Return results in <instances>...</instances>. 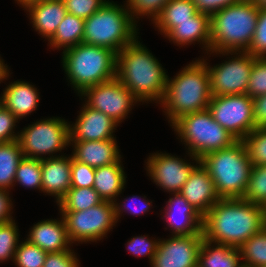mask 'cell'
Returning <instances> with one entry per match:
<instances>
[{"instance_id":"30","label":"cell","mask_w":266,"mask_h":267,"mask_svg":"<svg viewBox=\"0 0 266 267\" xmlns=\"http://www.w3.org/2000/svg\"><path fill=\"white\" fill-rule=\"evenodd\" d=\"M104 200L92 188L71 187L58 202L60 211H82L102 203Z\"/></svg>"},{"instance_id":"8","label":"cell","mask_w":266,"mask_h":267,"mask_svg":"<svg viewBox=\"0 0 266 267\" xmlns=\"http://www.w3.org/2000/svg\"><path fill=\"white\" fill-rule=\"evenodd\" d=\"M176 135L188 147L192 161L206 154L227 148L238 141L212 117L208 109L188 113L172 123Z\"/></svg>"},{"instance_id":"19","label":"cell","mask_w":266,"mask_h":267,"mask_svg":"<svg viewBox=\"0 0 266 267\" xmlns=\"http://www.w3.org/2000/svg\"><path fill=\"white\" fill-rule=\"evenodd\" d=\"M42 192L56 198V203L66 195L71 188V155H57L41 160Z\"/></svg>"},{"instance_id":"52","label":"cell","mask_w":266,"mask_h":267,"mask_svg":"<svg viewBox=\"0 0 266 267\" xmlns=\"http://www.w3.org/2000/svg\"><path fill=\"white\" fill-rule=\"evenodd\" d=\"M2 96H0V110L4 107L3 104V94H1Z\"/></svg>"},{"instance_id":"40","label":"cell","mask_w":266,"mask_h":267,"mask_svg":"<svg viewBox=\"0 0 266 267\" xmlns=\"http://www.w3.org/2000/svg\"><path fill=\"white\" fill-rule=\"evenodd\" d=\"M95 168L75 160L71 155V187L92 188Z\"/></svg>"},{"instance_id":"1","label":"cell","mask_w":266,"mask_h":267,"mask_svg":"<svg viewBox=\"0 0 266 267\" xmlns=\"http://www.w3.org/2000/svg\"><path fill=\"white\" fill-rule=\"evenodd\" d=\"M265 224V207L242 198H220L203 216L204 239L239 248Z\"/></svg>"},{"instance_id":"12","label":"cell","mask_w":266,"mask_h":267,"mask_svg":"<svg viewBox=\"0 0 266 267\" xmlns=\"http://www.w3.org/2000/svg\"><path fill=\"white\" fill-rule=\"evenodd\" d=\"M207 109L213 119L237 140H242L256 128L253 99L247 94L212 96Z\"/></svg>"},{"instance_id":"50","label":"cell","mask_w":266,"mask_h":267,"mask_svg":"<svg viewBox=\"0 0 266 267\" xmlns=\"http://www.w3.org/2000/svg\"><path fill=\"white\" fill-rule=\"evenodd\" d=\"M16 1L18 4L22 5L24 9H26L28 6L44 0H16Z\"/></svg>"},{"instance_id":"49","label":"cell","mask_w":266,"mask_h":267,"mask_svg":"<svg viewBox=\"0 0 266 267\" xmlns=\"http://www.w3.org/2000/svg\"><path fill=\"white\" fill-rule=\"evenodd\" d=\"M9 73L8 66L4 64V61L0 57V83L8 78Z\"/></svg>"},{"instance_id":"24","label":"cell","mask_w":266,"mask_h":267,"mask_svg":"<svg viewBox=\"0 0 266 267\" xmlns=\"http://www.w3.org/2000/svg\"><path fill=\"white\" fill-rule=\"evenodd\" d=\"M34 85L14 81L3 90V104L19 121L37 109L40 97Z\"/></svg>"},{"instance_id":"44","label":"cell","mask_w":266,"mask_h":267,"mask_svg":"<svg viewBox=\"0 0 266 267\" xmlns=\"http://www.w3.org/2000/svg\"><path fill=\"white\" fill-rule=\"evenodd\" d=\"M79 259L74 250L47 253L43 267H79Z\"/></svg>"},{"instance_id":"7","label":"cell","mask_w":266,"mask_h":267,"mask_svg":"<svg viewBox=\"0 0 266 267\" xmlns=\"http://www.w3.org/2000/svg\"><path fill=\"white\" fill-rule=\"evenodd\" d=\"M125 5L108 0L85 19L82 43L108 48L118 53L139 37L137 24Z\"/></svg>"},{"instance_id":"5","label":"cell","mask_w":266,"mask_h":267,"mask_svg":"<svg viewBox=\"0 0 266 267\" xmlns=\"http://www.w3.org/2000/svg\"><path fill=\"white\" fill-rule=\"evenodd\" d=\"M62 54L63 70L77 94L116 77L117 53L111 49L80 43Z\"/></svg>"},{"instance_id":"31","label":"cell","mask_w":266,"mask_h":267,"mask_svg":"<svg viewBox=\"0 0 266 267\" xmlns=\"http://www.w3.org/2000/svg\"><path fill=\"white\" fill-rule=\"evenodd\" d=\"M239 249L243 267H262L266 265V226L245 241Z\"/></svg>"},{"instance_id":"47","label":"cell","mask_w":266,"mask_h":267,"mask_svg":"<svg viewBox=\"0 0 266 267\" xmlns=\"http://www.w3.org/2000/svg\"><path fill=\"white\" fill-rule=\"evenodd\" d=\"M253 99V116L256 128L266 127V94Z\"/></svg>"},{"instance_id":"53","label":"cell","mask_w":266,"mask_h":267,"mask_svg":"<svg viewBox=\"0 0 266 267\" xmlns=\"http://www.w3.org/2000/svg\"><path fill=\"white\" fill-rule=\"evenodd\" d=\"M265 224H266V208H265Z\"/></svg>"},{"instance_id":"2","label":"cell","mask_w":266,"mask_h":267,"mask_svg":"<svg viewBox=\"0 0 266 267\" xmlns=\"http://www.w3.org/2000/svg\"><path fill=\"white\" fill-rule=\"evenodd\" d=\"M164 68L138 37L117 53L116 78L139 102L164 98L167 78Z\"/></svg>"},{"instance_id":"11","label":"cell","mask_w":266,"mask_h":267,"mask_svg":"<svg viewBox=\"0 0 266 267\" xmlns=\"http://www.w3.org/2000/svg\"><path fill=\"white\" fill-rule=\"evenodd\" d=\"M235 55L228 61L213 67L200 59L207 67L210 79L212 96L246 94L248 80L254 63L255 56L248 52H208V54ZM239 54V55H238Z\"/></svg>"},{"instance_id":"17","label":"cell","mask_w":266,"mask_h":267,"mask_svg":"<svg viewBox=\"0 0 266 267\" xmlns=\"http://www.w3.org/2000/svg\"><path fill=\"white\" fill-rule=\"evenodd\" d=\"M162 218H165L172 235H196L202 233L203 216L182 196L180 192L173 193V198L167 201ZM179 218H178V217Z\"/></svg>"},{"instance_id":"29","label":"cell","mask_w":266,"mask_h":267,"mask_svg":"<svg viewBox=\"0 0 266 267\" xmlns=\"http://www.w3.org/2000/svg\"><path fill=\"white\" fill-rule=\"evenodd\" d=\"M23 153L18 140L0 143V188L9 190L14 179Z\"/></svg>"},{"instance_id":"6","label":"cell","mask_w":266,"mask_h":267,"mask_svg":"<svg viewBox=\"0 0 266 267\" xmlns=\"http://www.w3.org/2000/svg\"><path fill=\"white\" fill-rule=\"evenodd\" d=\"M200 162L209 171L220 198L243 197L252 163L242 140L206 154Z\"/></svg>"},{"instance_id":"41","label":"cell","mask_w":266,"mask_h":267,"mask_svg":"<svg viewBox=\"0 0 266 267\" xmlns=\"http://www.w3.org/2000/svg\"><path fill=\"white\" fill-rule=\"evenodd\" d=\"M158 243V239L155 240L154 238V240H152L149 239L147 235H144L131 238L128 240L126 246L128 247L127 250L138 258L140 256H148L151 265L157 251Z\"/></svg>"},{"instance_id":"25","label":"cell","mask_w":266,"mask_h":267,"mask_svg":"<svg viewBox=\"0 0 266 267\" xmlns=\"http://www.w3.org/2000/svg\"><path fill=\"white\" fill-rule=\"evenodd\" d=\"M121 159L117 163L95 168L93 188L104 201L115 202L126 184Z\"/></svg>"},{"instance_id":"20","label":"cell","mask_w":266,"mask_h":267,"mask_svg":"<svg viewBox=\"0 0 266 267\" xmlns=\"http://www.w3.org/2000/svg\"><path fill=\"white\" fill-rule=\"evenodd\" d=\"M27 236L26 240L47 253L70 250L69 246L72 244L63 217L60 220L47 219L34 224Z\"/></svg>"},{"instance_id":"45","label":"cell","mask_w":266,"mask_h":267,"mask_svg":"<svg viewBox=\"0 0 266 267\" xmlns=\"http://www.w3.org/2000/svg\"><path fill=\"white\" fill-rule=\"evenodd\" d=\"M135 198H141V196L139 197H137L136 195L135 196H132V197H129L128 199V202L132 199V200H135ZM131 200V201H132ZM139 200H141V199H139ZM126 199H124L123 200V203L122 202H120V203H117V201H115L114 202V207H115V217H116V221H118V219H119V217L122 215V213L123 212H125V211H128V213H130V214H133V215H139V214H144V213H146L147 211H149V209H150V207H151V203H152V201H149V200H146V196H144V198H143V203H141V204H144V205H135L133 208L127 203L126 204ZM125 202V203H124ZM124 207V208H123ZM123 211V212H122Z\"/></svg>"},{"instance_id":"37","label":"cell","mask_w":266,"mask_h":267,"mask_svg":"<svg viewBox=\"0 0 266 267\" xmlns=\"http://www.w3.org/2000/svg\"><path fill=\"white\" fill-rule=\"evenodd\" d=\"M169 1L170 0H127L126 7L135 23L137 22V18L146 15L148 18L151 17V21L154 22Z\"/></svg>"},{"instance_id":"3","label":"cell","mask_w":266,"mask_h":267,"mask_svg":"<svg viewBox=\"0 0 266 267\" xmlns=\"http://www.w3.org/2000/svg\"><path fill=\"white\" fill-rule=\"evenodd\" d=\"M176 75L173 79L167 78L160 103L170 124L185 114L207 109L212 98L209 73L200 59L192 61Z\"/></svg>"},{"instance_id":"13","label":"cell","mask_w":266,"mask_h":267,"mask_svg":"<svg viewBox=\"0 0 266 267\" xmlns=\"http://www.w3.org/2000/svg\"><path fill=\"white\" fill-rule=\"evenodd\" d=\"M79 96L86 97L87 106L101 111L118 124L139 102L116 77L85 89Z\"/></svg>"},{"instance_id":"32","label":"cell","mask_w":266,"mask_h":267,"mask_svg":"<svg viewBox=\"0 0 266 267\" xmlns=\"http://www.w3.org/2000/svg\"><path fill=\"white\" fill-rule=\"evenodd\" d=\"M41 160L23 157L18 164L14 185L19 183L25 188L42 191Z\"/></svg>"},{"instance_id":"22","label":"cell","mask_w":266,"mask_h":267,"mask_svg":"<svg viewBox=\"0 0 266 267\" xmlns=\"http://www.w3.org/2000/svg\"><path fill=\"white\" fill-rule=\"evenodd\" d=\"M165 37L181 47L200 42L208 53L211 38L210 16L197 11L192 16V21L176 22V26Z\"/></svg>"},{"instance_id":"36","label":"cell","mask_w":266,"mask_h":267,"mask_svg":"<svg viewBox=\"0 0 266 267\" xmlns=\"http://www.w3.org/2000/svg\"><path fill=\"white\" fill-rule=\"evenodd\" d=\"M15 220L0 224V263L14 260L18 247L19 233Z\"/></svg>"},{"instance_id":"23","label":"cell","mask_w":266,"mask_h":267,"mask_svg":"<svg viewBox=\"0 0 266 267\" xmlns=\"http://www.w3.org/2000/svg\"><path fill=\"white\" fill-rule=\"evenodd\" d=\"M35 31L49 40L55 33L60 22L67 14L63 0H44L32 4L25 9Z\"/></svg>"},{"instance_id":"9","label":"cell","mask_w":266,"mask_h":267,"mask_svg":"<svg viewBox=\"0 0 266 267\" xmlns=\"http://www.w3.org/2000/svg\"><path fill=\"white\" fill-rule=\"evenodd\" d=\"M70 123L59 117L45 118L25 127L18 136L24 157L42 160L50 158L70 144Z\"/></svg>"},{"instance_id":"16","label":"cell","mask_w":266,"mask_h":267,"mask_svg":"<svg viewBox=\"0 0 266 267\" xmlns=\"http://www.w3.org/2000/svg\"><path fill=\"white\" fill-rule=\"evenodd\" d=\"M74 124H70V142L115 139L118 123L101 111L83 104Z\"/></svg>"},{"instance_id":"15","label":"cell","mask_w":266,"mask_h":267,"mask_svg":"<svg viewBox=\"0 0 266 267\" xmlns=\"http://www.w3.org/2000/svg\"><path fill=\"white\" fill-rule=\"evenodd\" d=\"M203 234L172 235L159 239L151 267H197Z\"/></svg>"},{"instance_id":"18","label":"cell","mask_w":266,"mask_h":267,"mask_svg":"<svg viewBox=\"0 0 266 267\" xmlns=\"http://www.w3.org/2000/svg\"><path fill=\"white\" fill-rule=\"evenodd\" d=\"M180 193L202 216L220 199L209 171L201 162L190 173Z\"/></svg>"},{"instance_id":"33","label":"cell","mask_w":266,"mask_h":267,"mask_svg":"<svg viewBox=\"0 0 266 267\" xmlns=\"http://www.w3.org/2000/svg\"><path fill=\"white\" fill-rule=\"evenodd\" d=\"M243 200L266 208V165L252 166Z\"/></svg>"},{"instance_id":"26","label":"cell","mask_w":266,"mask_h":267,"mask_svg":"<svg viewBox=\"0 0 266 267\" xmlns=\"http://www.w3.org/2000/svg\"><path fill=\"white\" fill-rule=\"evenodd\" d=\"M241 260L239 248L203 239L198 253L197 267H243Z\"/></svg>"},{"instance_id":"14","label":"cell","mask_w":266,"mask_h":267,"mask_svg":"<svg viewBox=\"0 0 266 267\" xmlns=\"http://www.w3.org/2000/svg\"><path fill=\"white\" fill-rule=\"evenodd\" d=\"M191 163L169 153L156 152L147 158V174L157 186L166 192L178 193L200 161H196V165Z\"/></svg>"},{"instance_id":"51","label":"cell","mask_w":266,"mask_h":267,"mask_svg":"<svg viewBox=\"0 0 266 267\" xmlns=\"http://www.w3.org/2000/svg\"><path fill=\"white\" fill-rule=\"evenodd\" d=\"M255 2L257 3V5L259 7H265L266 8V0H255Z\"/></svg>"},{"instance_id":"27","label":"cell","mask_w":266,"mask_h":267,"mask_svg":"<svg viewBox=\"0 0 266 267\" xmlns=\"http://www.w3.org/2000/svg\"><path fill=\"white\" fill-rule=\"evenodd\" d=\"M196 12L192 0H170L153 24L166 36L176 26V22L192 21V16Z\"/></svg>"},{"instance_id":"34","label":"cell","mask_w":266,"mask_h":267,"mask_svg":"<svg viewBox=\"0 0 266 267\" xmlns=\"http://www.w3.org/2000/svg\"><path fill=\"white\" fill-rule=\"evenodd\" d=\"M242 141L252 166L266 165V127L255 128Z\"/></svg>"},{"instance_id":"39","label":"cell","mask_w":266,"mask_h":267,"mask_svg":"<svg viewBox=\"0 0 266 267\" xmlns=\"http://www.w3.org/2000/svg\"><path fill=\"white\" fill-rule=\"evenodd\" d=\"M248 53L255 57H266V8L259 7L258 20Z\"/></svg>"},{"instance_id":"48","label":"cell","mask_w":266,"mask_h":267,"mask_svg":"<svg viewBox=\"0 0 266 267\" xmlns=\"http://www.w3.org/2000/svg\"><path fill=\"white\" fill-rule=\"evenodd\" d=\"M12 201L9 197V190L0 188V224L13 221L11 215Z\"/></svg>"},{"instance_id":"10","label":"cell","mask_w":266,"mask_h":267,"mask_svg":"<svg viewBox=\"0 0 266 267\" xmlns=\"http://www.w3.org/2000/svg\"><path fill=\"white\" fill-rule=\"evenodd\" d=\"M64 219L71 243L96 242L116 225L113 202L102 203L82 211H59Z\"/></svg>"},{"instance_id":"42","label":"cell","mask_w":266,"mask_h":267,"mask_svg":"<svg viewBox=\"0 0 266 267\" xmlns=\"http://www.w3.org/2000/svg\"><path fill=\"white\" fill-rule=\"evenodd\" d=\"M108 0H63L67 13L80 17L89 18Z\"/></svg>"},{"instance_id":"28","label":"cell","mask_w":266,"mask_h":267,"mask_svg":"<svg viewBox=\"0 0 266 267\" xmlns=\"http://www.w3.org/2000/svg\"><path fill=\"white\" fill-rule=\"evenodd\" d=\"M84 26L85 19L67 13L48 44L52 48H64L63 51L80 44L83 41Z\"/></svg>"},{"instance_id":"43","label":"cell","mask_w":266,"mask_h":267,"mask_svg":"<svg viewBox=\"0 0 266 267\" xmlns=\"http://www.w3.org/2000/svg\"><path fill=\"white\" fill-rule=\"evenodd\" d=\"M18 119L5 107L0 110V143L18 140L19 132L15 133Z\"/></svg>"},{"instance_id":"4","label":"cell","mask_w":266,"mask_h":267,"mask_svg":"<svg viewBox=\"0 0 266 267\" xmlns=\"http://www.w3.org/2000/svg\"><path fill=\"white\" fill-rule=\"evenodd\" d=\"M259 14L255 1L241 0L210 16V52H247Z\"/></svg>"},{"instance_id":"35","label":"cell","mask_w":266,"mask_h":267,"mask_svg":"<svg viewBox=\"0 0 266 267\" xmlns=\"http://www.w3.org/2000/svg\"><path fill=\"white\" fill-rule=\"evenodd\" d=\"M47 252L25 240L18 244L13 262L17 267H43Z\"/></svg>"},{"instance_id":"46","label":"cell","mask_w":266,"mask_h":267,"mask_svg":"<svg viewBox=\"0 0 266 267\" xmlns=\"http://www.w3.org/2000/svg\"><path fill=\"white\" fill-rule=\"evenodd\" d=\"M240 1L241 0H192L198 12L208 14L209 16L220 9Z\"/></svg>"},{"instance_id":"38","label":"cell","mask_w":266,"mask_h":267,"mask_svg":"<svg viewBox=\"0 0 266 267\" xmlns=\"http://www.w3.org/2000/svg\"><path fill=\"white\" fill-rule=\"evenodd\" d=\"M246 94L251 98L266 94V57H255Z\"/></svg>"},{"instance_id":"21","label":"cell","mask_w":266,"mask_h":267,"mask_svg":"<svg viewBox=\"0 0 266 267\" xmlns=\"http://www.w3.org/2000/svg\"><path fill=\"white\" fill-rule=\"evenodd\" d=\"M72 157L93 168L117 163L122 157L119 152L116 138L98 141L70 142Z\"/></svg>"}]
</instances>
